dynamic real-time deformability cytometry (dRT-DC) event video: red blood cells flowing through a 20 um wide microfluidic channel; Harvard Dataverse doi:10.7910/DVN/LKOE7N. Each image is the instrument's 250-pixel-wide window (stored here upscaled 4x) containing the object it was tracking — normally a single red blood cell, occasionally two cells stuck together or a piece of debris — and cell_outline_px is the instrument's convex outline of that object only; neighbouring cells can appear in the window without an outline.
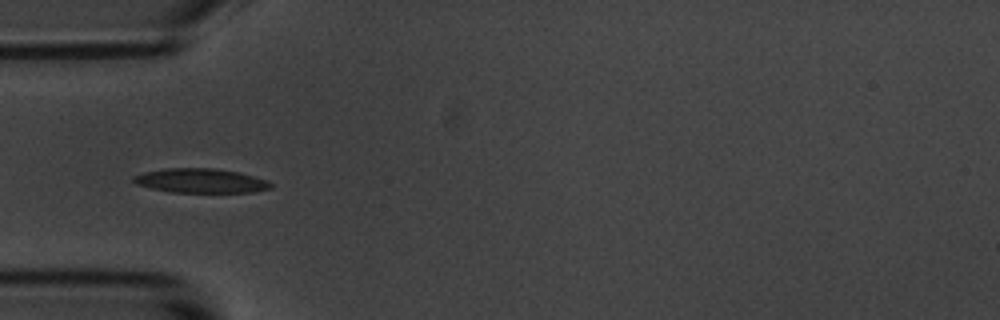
{"species": "common noctule bat (a hibernating species)", "species_latin": "Nyctalus noctula", "temperature_condition": "room temperature", "stored_images_in_passage": 9, "camera_frame_rate_fps": 3000, "um_per_image_px": 0.085, "animal": {"sex": "male", "body_mass_g": 20.1, "forearm_length_mm": 53.5}, "frame": {"image": 1, "passage_image": 3, "time_ms": 2.333, "image_size_px": [1000, 320], "cell_outline_px": [[272, 188], [252, 192], [172, 192], [152, 188], [136, 184], [132, 180], [132, 176], [144, 172], [164, 168], [216, 168], [240, 172], [268, 180], [272, 184]], "centroid_in_image_um": [17.07, 15.35], "position_along_channel_um": 67.9, "area_um2": 19.54}}
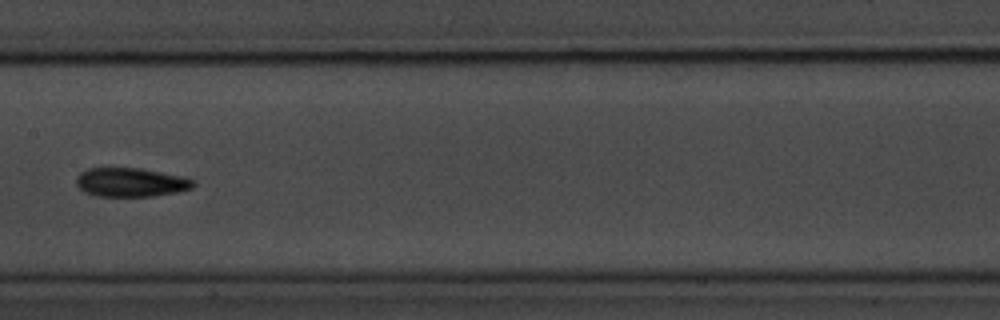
{"frame": {"image": 2, "passage_image": 6, "time_ms": 6.0, "image_size_px": [1000, 320], "cell_outline_px": [[196, 184], [192, 188], [176, 192], [156, 196], [96, 196], [84, 192], [76, 184], [76, 176], [80, 172], [88, 168], [140, 168], [184, 176], [192, 180]], "centroid_in_image_um": [11.11, 15.49], "position_along_channel_um": 196.3, "area_um2": 19.83}}